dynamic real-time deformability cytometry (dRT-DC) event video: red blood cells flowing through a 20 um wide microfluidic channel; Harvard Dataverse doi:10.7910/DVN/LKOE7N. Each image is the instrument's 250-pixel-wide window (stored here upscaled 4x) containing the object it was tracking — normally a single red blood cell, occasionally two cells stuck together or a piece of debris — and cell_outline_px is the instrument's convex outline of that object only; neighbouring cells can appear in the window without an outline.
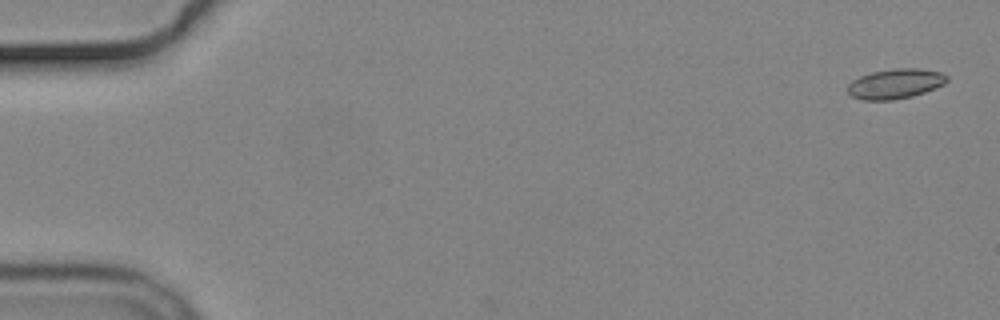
{"species": "common noctule bat (a hibernating species)", "species_latin": "Nyctalus noctula", "temperature_condition": "cold", "stored_images_in_passage": 11, "camera_frame_rate_fps": 3000, "um_per_image_px": 0.085, "animal": {"sex": "male", "body_mass_g": 19.2, "forearm_length_mm": 51.8}, "frame": {"image": 1, "passage_image": 1, "time_ms": 0.0, "image_size_px": [1000, 320], "cell_outline_px": [[948, 80], [944, 84], [924, 92], [912, 96], [892, 100], [864, 100], [852, 96], [848, 92], [848, 84], [852, 80], [860, 76], [872, 72], [896, 68], [920, 68], [940, 72], [948, 76]], "centroid_in_image_um": [76.1, 7.11], "position_along_channel_um": 8.9, "area_um2": 17.22}}
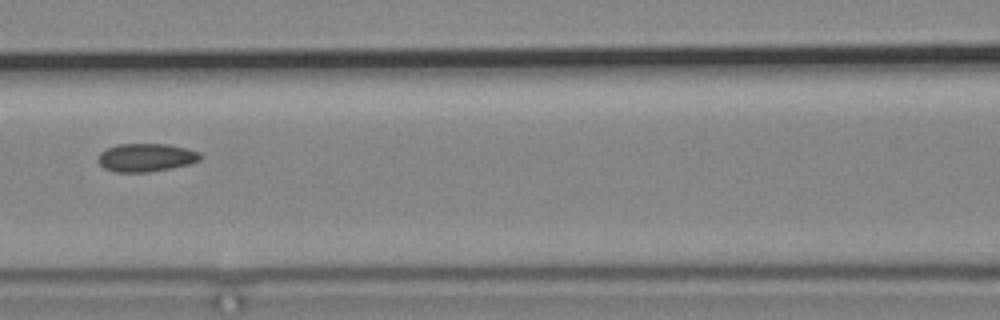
{"frame": {"image": 2, "passage_image": 7, "time_ms": 8.0, "image_size_px": [1000, 320], "cell_outline_px": [[200, 160], [188, 164], [172, 168], [148, 172], [116, 172], [104, 168], [100, 164], [100, 152], [116, 144], [168, 144], [188, 148], [200, 152]], "centroid_in_image_um": [12.44, 13.38], "position_along_channel_um": 154.2, "area_um2": 16.7}}
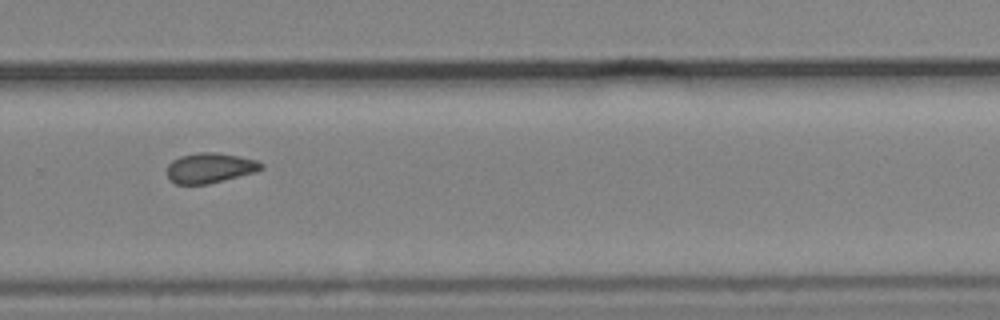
{"frame": {"image": 3, "passage_image": 11, "time_ms": 12.333, "image_size_px": [1000, 320], "cell_outline_px": [[264, 168], [256, 172], [208, 184], [176, 184], [168, 180], [168, 164], [172, 160], [180, 156], [200, 152], [212, 152], [240, 156], [256, 160], [264, 164]], "centroid_in_image_um": [17.85, 14.28], "position_along_channel_um": 311.9, "area_um2": 16.59}}